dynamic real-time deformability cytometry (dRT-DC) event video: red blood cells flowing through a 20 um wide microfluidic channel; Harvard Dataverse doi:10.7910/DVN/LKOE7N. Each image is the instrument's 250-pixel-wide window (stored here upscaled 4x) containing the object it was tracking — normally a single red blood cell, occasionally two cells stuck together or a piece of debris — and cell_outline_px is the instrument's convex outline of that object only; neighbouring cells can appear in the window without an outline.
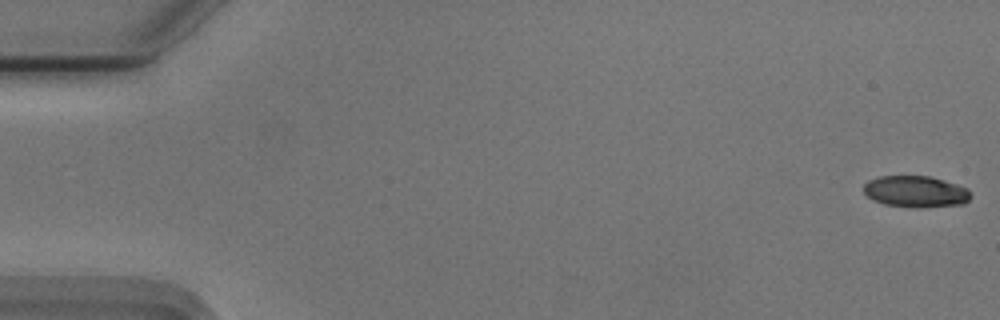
{"species": "Egyptian fruit bat (a non-hibernating species)", "species_latin": "Rousettus aegyptiacus", "temperature_condition": "cold", "stored_images_in_passage": 55, "camera_frame_rate_fps": 3000, "um_per_image_px": 0.085, "animal": {"sex": "male"}, "frame": {"image": 1, "passage_image": 1, "time_ms": 0.0, "image_size_px": [1000, 320], "cell_outline_px": [[972, 196], [964, 204], [920, 208], [916, 208], [884, 204], [872, 200], [864, 192], [864, 184], [868, 180], [880, 176], [932, 176], [968, 188], [972, 192]], "centroid_in_image_um": [77.86, 16.29], "position_along_channel_um": 7.1, "area_um2": 19.88}}
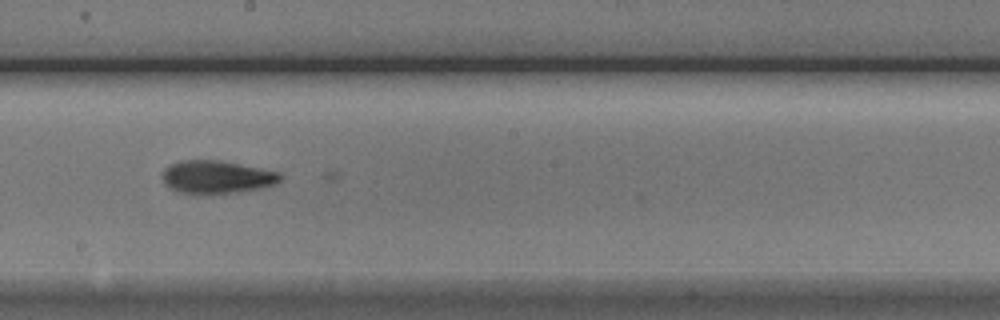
{"frame": {"image": 2, "passage_image": 31, "time_ms": 10.0, "image_size_px": [1000, 320], "cell_outline_px": [[284, 176], [276, 184], [264, 188], [208, 196], [176, 192], [168, 188], [164, 184], [164, 168], [168, 164], [180, 160], [220, 160], [280, 172]], "centroid_in_image_um": [18.41, 15.07], "position_along_channel_um": 229.8, "area_um2": 23.35}}
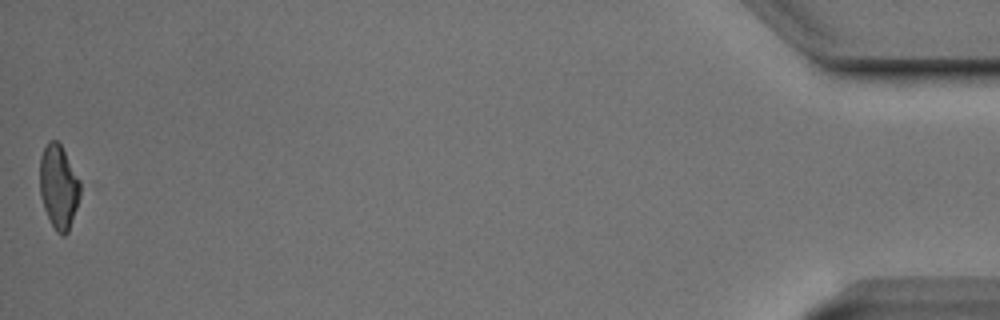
{"frame": {"image": 3, "passage_image": 55, "time_ms": 18.0, "image_size_px": [1000, 320], "cell_outline_px": [[80, 196], [68, 232], [64, 236], [60, 236], [56, 232], [44, 208], [40, 196], [40, 156], [48, 140], [56, 140], [60, 144], [80, 180]], "centroid_in_image_um": [4.98, 15.88], "position_along_channel_um": 430.2, "area_um2": 19.65}}